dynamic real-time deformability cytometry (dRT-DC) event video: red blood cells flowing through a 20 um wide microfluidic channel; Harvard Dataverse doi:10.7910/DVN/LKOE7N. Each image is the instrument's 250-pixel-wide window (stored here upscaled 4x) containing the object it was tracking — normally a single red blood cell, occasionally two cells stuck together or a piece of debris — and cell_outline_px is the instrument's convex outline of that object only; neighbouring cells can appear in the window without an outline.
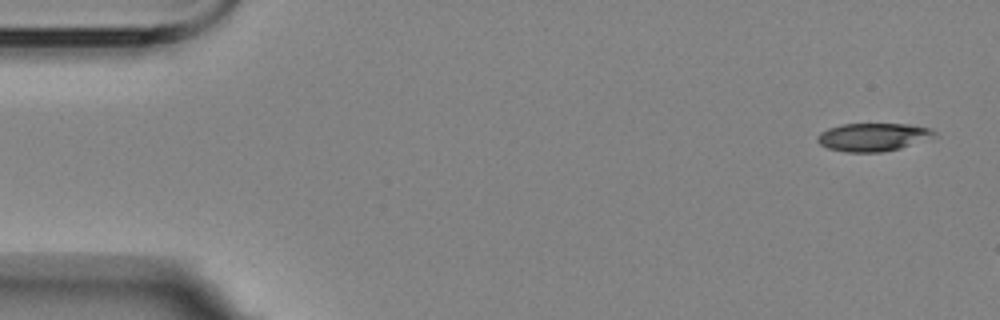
{"species": "Egyptian fruit bat (a non-hibernating species)", "species_latin": "Rousettus aegyptiacus", "temperature_condition": "room temperature", "stored_images_in_passage": 5, "camera_frame_rate_fps": 3000, "um_per_image_px": 0.085, "animal": {"sex": "female"}, "frame": {"image": 1, "passage_image": 1, "time_ms": 0.0, "image_size_px": [1000, 320], "cell_outline_px": [[940, 136], [900, 148], [880, 152], [844, 152], [828, 148], [820, 144], [816, 140], [816, 136], [820, 132], [828, 128], [844, 124], [908, 124], [932, 128]], "centroid_in_image_um": [74.25, 11.65], "position_along_channel_um": 10.8, "area_um2": 19.36}}